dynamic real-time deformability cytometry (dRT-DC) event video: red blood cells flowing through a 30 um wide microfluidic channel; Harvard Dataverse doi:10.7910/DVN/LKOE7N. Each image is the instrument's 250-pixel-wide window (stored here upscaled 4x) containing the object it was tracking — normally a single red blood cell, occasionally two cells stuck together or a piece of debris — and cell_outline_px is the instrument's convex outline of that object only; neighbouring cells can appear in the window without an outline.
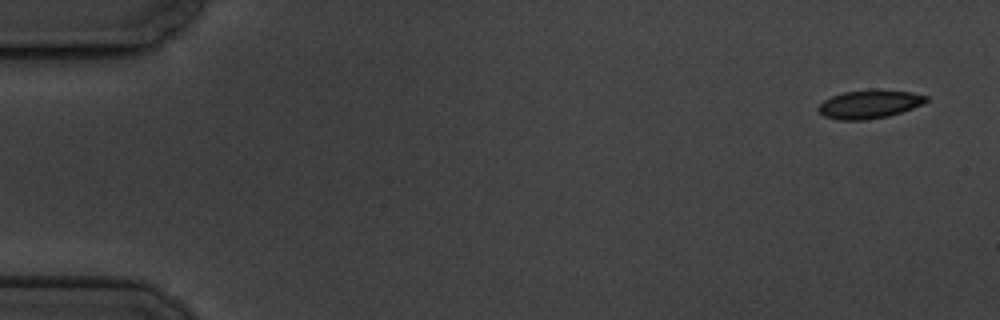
{"species": "common noctule bat (a hibernating species)", "species_latin": "Nyctalus noctula", "temperature_condition": "cold", "stored_images_in_passage": 5, "camera_frame_rate_fps": 3000, "um_per_image_px": 0.085, "animal": {"sex": "male", "body_mass_g": 19.5, "forearm_length_mm": 54.6}, "frame": {"image": 1, "passage_image": 1, "time_ms": 0.0, "image_size_px": [1000, 320], "cell_outline_px": [[928, 100], [912, 108], [888, 116], [864, 120], [840, 120], [824, 116], [816, 108], [824, 100], [832, 96], [844, 92], [876, 88], [912, 92], [928, 96]], "centroid_in_image_um": [73.89, 8.84], "position_along_channel_um": 11.1, "area_um2": 17.92}}
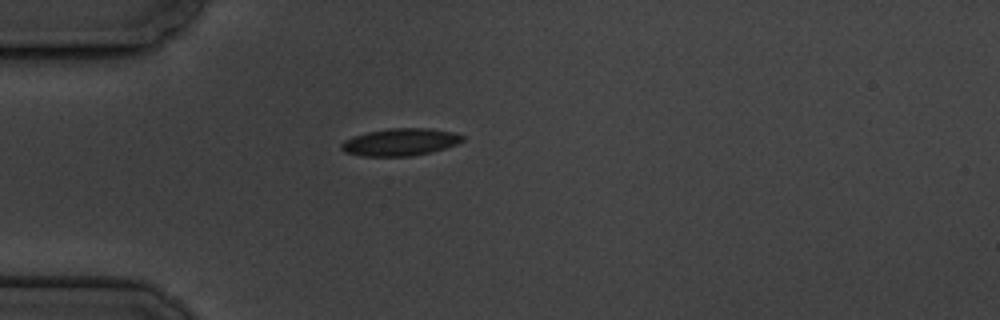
{"frame": {"image": 2, "passage_image": 5, "time_ms": 4.667, "image_size_px": [1000, 320], "cell_outline_px": [[464, 140], [456, 144], [432, 152], [412, 156], [360, 156], [344, 152], [340, 148], [340, 144], [344, 140], [368, 132], [388, 128], [424, 128], [452, 132], [464, 136]], "centroid_in_image_um": [34.0, 12.08], "position_along_channel_um": 51.0, "area_um2": 19.19}}